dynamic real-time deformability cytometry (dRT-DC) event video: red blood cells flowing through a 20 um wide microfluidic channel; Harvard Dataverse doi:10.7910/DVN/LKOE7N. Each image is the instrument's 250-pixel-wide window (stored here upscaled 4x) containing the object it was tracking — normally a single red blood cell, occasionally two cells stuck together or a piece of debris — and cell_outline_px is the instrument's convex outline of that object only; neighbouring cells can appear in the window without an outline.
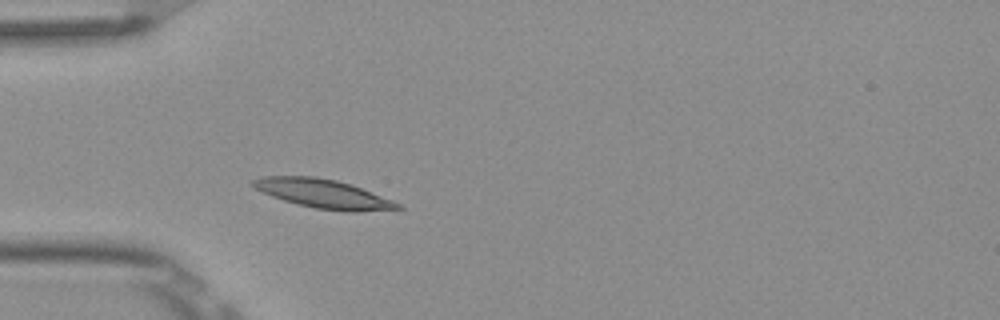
{"species": "Egyptian fruit bat (a non-hibernating species)", "species_latin": "Rousettus aegyptiacus", "temperature_condition": "room temperature", "stored_images_in_passage": 3, "camera_frame_rate_fps": 3000, "um_per_image_px": 0.085, "frame": {"image": 1, "passage_image": 3, "time_ms": 0.667, "image_size_px": [1000, 320], "cell_outline_px": [[404, 208], [356, 212], [348, 212], [316, 208], [284, 200], [272, 196], [256, 188], [252, 184], [252, 180], [260, 176], [312, 176], [336, 180], [360, 188], [392, 200], [400, 204]], "centroid_in_image_um": [27.47, 16.47], "position_along_channel_um": 57.5, "area_um2": 23.87}}